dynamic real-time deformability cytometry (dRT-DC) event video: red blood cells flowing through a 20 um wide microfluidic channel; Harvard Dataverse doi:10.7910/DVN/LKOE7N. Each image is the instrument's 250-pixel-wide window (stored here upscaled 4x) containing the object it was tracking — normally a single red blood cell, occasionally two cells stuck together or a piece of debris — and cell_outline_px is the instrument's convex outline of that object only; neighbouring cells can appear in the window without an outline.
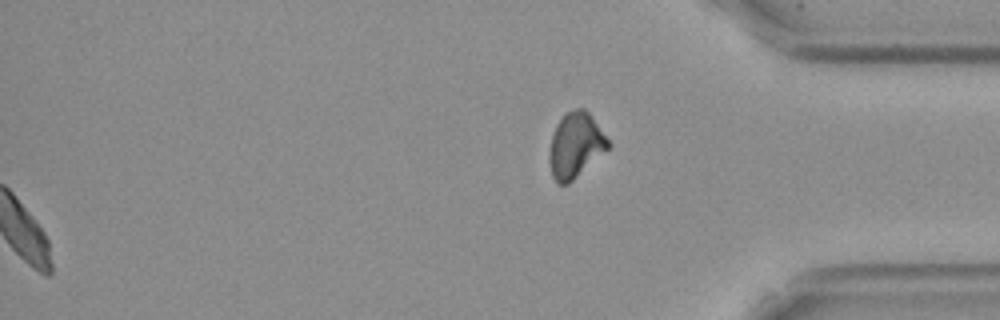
{"species": "Egyptian fruit bat (a non-hibernating species)", "species_latin": "Rousettus aegyptiacus", "temperature_condition": "cold", "stored_images_in_passage": 45, "segment_of_instrument_passage": [2, 2], "camera_frame_rate_fps": 3000, "um_per_image_px": 0.085, "frame": {"image": 1, "passage_image": 45, "time_ms": 14.667, "image_size_px": [1000, 320], "cell_outline_px": [[612, 144], [608, 148], [568, 184], [556, 184], [552, 176], [548, 160], [548, 152], [552, 132], [556, 124], [568, 112], [576, 108], [584, 108], [592, 116]], "centroid_in_image_um": [48.89, 12.35], "position_along_channel_um": 386.3, "area_um2": 22.31}}